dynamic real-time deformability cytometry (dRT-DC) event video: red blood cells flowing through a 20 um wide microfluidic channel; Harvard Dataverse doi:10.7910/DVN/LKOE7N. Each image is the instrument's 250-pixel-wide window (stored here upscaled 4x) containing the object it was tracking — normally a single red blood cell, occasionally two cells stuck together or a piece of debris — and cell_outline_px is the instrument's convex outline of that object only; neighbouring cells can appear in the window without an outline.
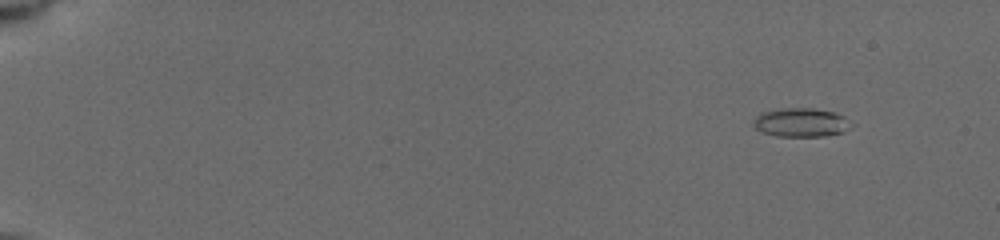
{"species": "common noctule bat (a hibernating species)", "species_latin": "Nyctalus noctula", "temperature_condition": "cold", "stored_images_in_passage": 34, "camera_frame_rate_fps": 3000, "um_per_image_px": 0.085, "animal": {"sex": "female", "body_mass_g": 19.5, "forearm_length_mm": 54.1}, "frame": {"image": 1, "passage_image": 4, "time_ms": 1.667, "image_size_px": [1000, 240], "cell_outline_px": [[856, 124], [844, 132], [824, 136], [776, 136], [760, 132], [752, 124], [752, 120], [760, 112], [784, 108], [812, 108], [836, 112], [844, 116]], "centroid_in_image_um": [68.11, 10.41], "position_along_channel_um": 16.9, "area_um2": 16.82}}
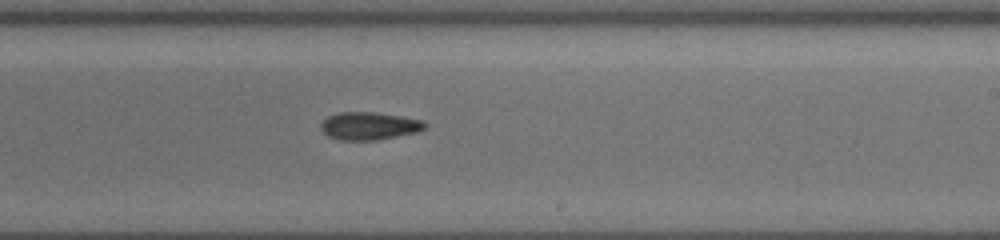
{"frame": {"image": 2, "passage_image": 22, "time_ms": 11.667, "image_size_px": [1000, 240], "cell_outline_px": [[428, 124], [420, 132], [376, 140], [340, 140], [328, 136], [320, 128], [320, 124], [328, 116], [336, 112], [372, 112], [400, 116], [424, 120]], "centroid_in_image_um": [31.4, 10.7], "position_along_channel_um": 257.6, "area_um2": 16.94}}
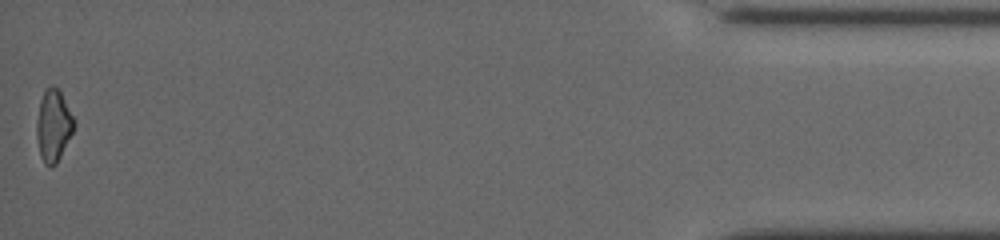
{"frame": {"image": 3, "passage_image": 34, "time_ms": 18.0, "image_size_px": [1000, 240], "cell_outline_px": [[76, 124], [56, 164], [52, 168], [48, 168], [44, 164], [40, 156], [36, 136], [36, 120], [40, 100], [44, 88], [52, 84], [60, 92]], "centroid_in_image_um": [4.5, 10.69], "position_along_channel_um": 430.7, "area_um2": 15.66}, "authors_computed_cell_mechanics": {"area_um2": 16.3863, "velocity_mm_per_s": 3.9492, "shape_relaxation_time_tau1_ms": 4.8546, "shape_relaxation_time_tau2_ms": 9.4124, "deformation_change_tau1": 0.1266, "deformation_change_tau2": 0.1782}}